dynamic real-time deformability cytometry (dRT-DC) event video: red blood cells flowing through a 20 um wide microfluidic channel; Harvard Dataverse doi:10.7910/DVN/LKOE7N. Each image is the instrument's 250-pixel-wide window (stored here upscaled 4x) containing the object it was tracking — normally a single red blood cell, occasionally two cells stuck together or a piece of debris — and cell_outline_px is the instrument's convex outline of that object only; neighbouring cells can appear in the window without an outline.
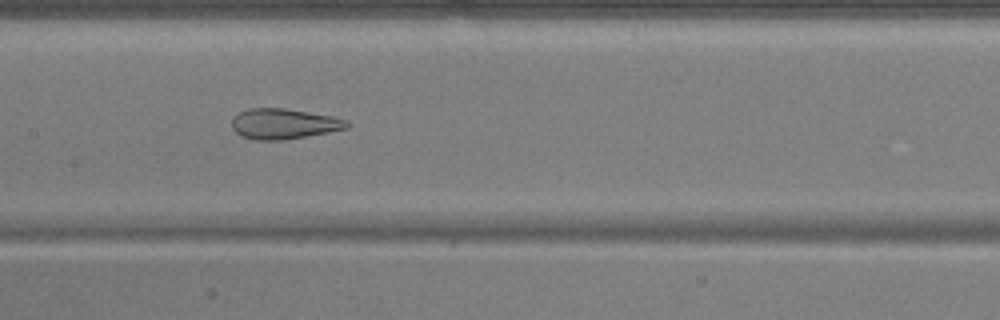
{"species": "common noctule bat (a hibernating species)", "species_latin": "Nyctalus noctula", "temperature_condition": "warm", "stored_images_in_passage": 35, "camera_frame_rate_fps": 3000, "um_per_image_px": 0.085, "animal": {"sex": "male", "body_mass_g": 17.9, "forearm_length_mm": 54.2}, "frame": {"image": 1, "passage_image": 11, "time_ms": 3.333, "image_size_px": [1000, 320], "cell_outline_px": [[352, 124], [348, 128], [328, 132], [284, 140], [256, 140], [240, 136], [232, 128], [232, 116], [248, 108], [284, 108], [332, 116], [348, 120]], "centroid_in_image_um": [24.12, 10.52], "position_along_channel_um": 183.3, "area_um2": 20.52}}
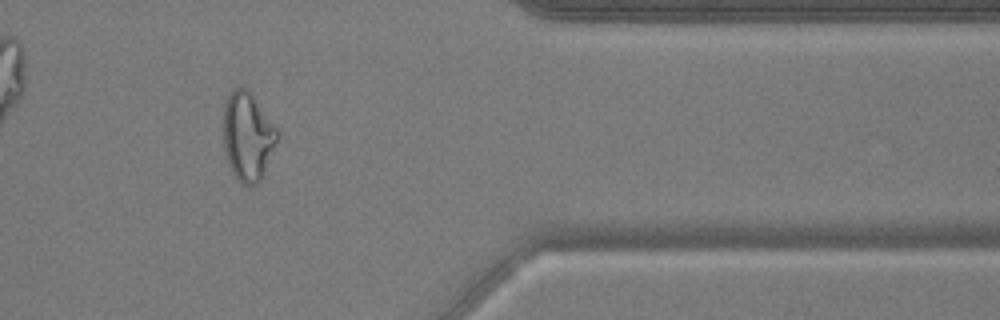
{"frame": {"image": 2, "passage_image": 29, "time_ms": 9.333, "image_size_px": [1000, 320], "cell_outline_px": [[280, 132], [264, 176], [252, 188], [244, 184], [232, 172], [228, 164], [224, 148], [224, 100], [232, 88], [244, 88], [252, 96]], "centroid_in_image_um": [21.05, 11.63], "position_along_channel_um": 390.3, "area_um2": 27.69}}